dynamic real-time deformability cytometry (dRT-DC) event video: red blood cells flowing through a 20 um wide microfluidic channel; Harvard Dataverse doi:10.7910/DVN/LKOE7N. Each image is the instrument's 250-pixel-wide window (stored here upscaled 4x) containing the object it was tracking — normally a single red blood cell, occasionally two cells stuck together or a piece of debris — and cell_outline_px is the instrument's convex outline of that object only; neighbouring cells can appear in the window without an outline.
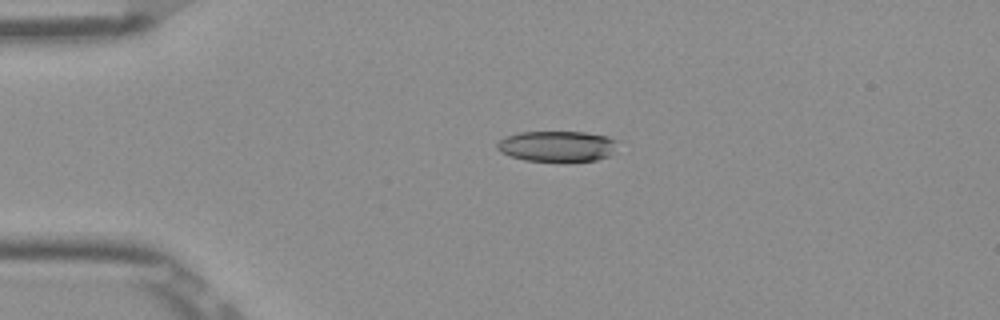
{"species": "Egyptian fruit bat (a non-hibernating species)", "species_latin": "Rousettus aegyptiacus", "temperature_condition": "room temperature", "stored_images_in_passage": 44, "camera_frame_rate_fps": 3000, "um_per_image_px": 0.085, "frame": {"image": 1, "passage_image": 4, "time_ms": 1.0, "image_size_px": [1000, 320], "cell_outline_px": [[616, 140], [612, 152], [608, 156], [596, 160], [524, 160], [508, 156], [500, 152], [496, 148], [496, 144], [504, 136], [520, 132], [584, 132], [608, 136]], "centroid_in_image_um": [47.28, 12.41], "position_along_channel_um": 37.7, "area_um2": 21.27}}
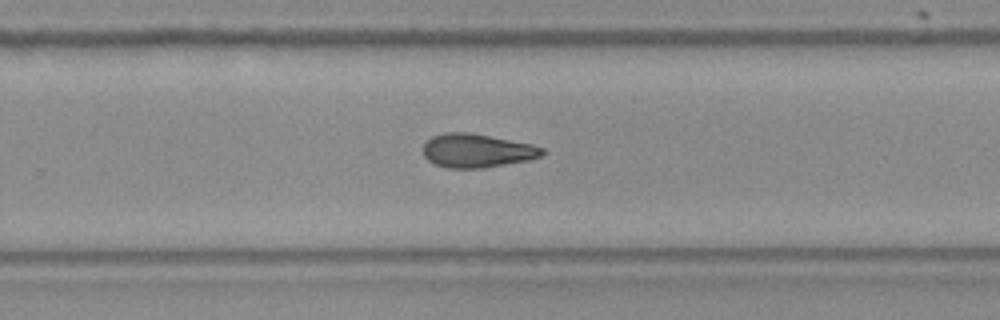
{"frame": {"image": 2, "passage_image": 26, "time_ms": 8.333, "image_size_px": [1000, 320], "cell_outline_px": [[548, 152], [540, 156], [528, 160], [480, 168], [448, 168], [436, 164], [428, 160], [424, 156], [424, 144], [432, 136], [444, 132], [468, 132], [532, 144], [544, 148]], "centroid_in_image_um": [40.55, 12.8], "position_along_channel_um": 289.3, "area_um2": 23.24}}
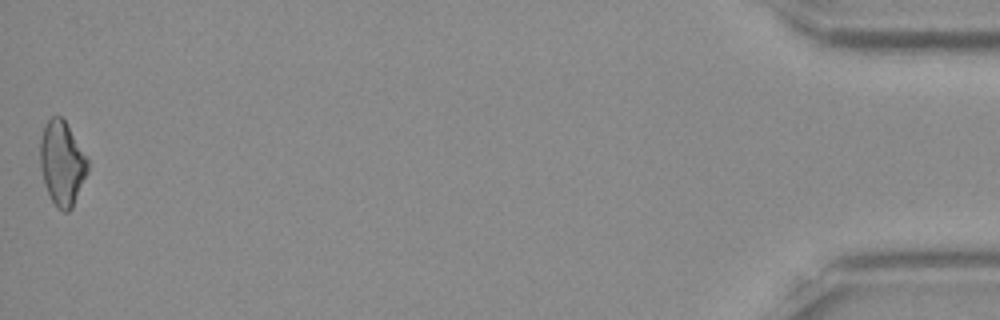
{"frame": {"image": 3, "passage_image": 44, "time_ms": 14.333, "image_size_px": [1000, 320], "cell_outline_px": [[88, 172], [72, 208], [68, 212], [64, 212], [56, 208], [44, 184], [40, 164], [40, 140], [44, 124], [52, 116], [60, 116], [64, 120], [88, 160]], "centroid_in_image_um": [5.26, 13.9], "position_along_channel_um": 429.9, "area_um2": 23.18}, "authors_computed_cell_mechanics": {"area_um2": 23.2356, "velocity_mm_per_s": 3.9131, "shape_relaxation_time_tau1_ms": null, "shape_relaxation_time_tau2_ms": 8.3568, "deformation_change_tau1": null, "deformation_change_tau2": 0.1916}}